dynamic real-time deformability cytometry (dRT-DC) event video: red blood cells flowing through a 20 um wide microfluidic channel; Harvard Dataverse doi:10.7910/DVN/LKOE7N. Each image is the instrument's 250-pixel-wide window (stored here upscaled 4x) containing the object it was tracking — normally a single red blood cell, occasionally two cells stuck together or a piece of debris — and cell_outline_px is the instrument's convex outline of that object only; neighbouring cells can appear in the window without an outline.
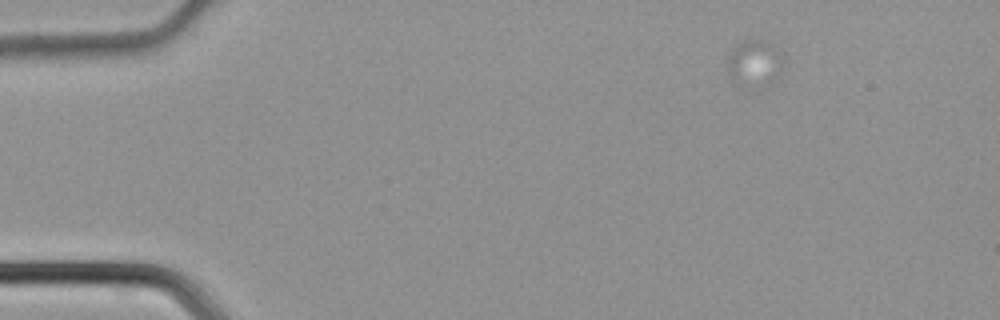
{"species": "common noctule bat (a hibernating species)", "species_latin": "Nyctalus noctula", "temperature_condition": "cold", "stored_images_in_passage": 15, "camera_frame_rate_fps": 3000, "um_per_image_px": 0.085, "animal": {"sex": "male", "body_mass_g": 21.5, "forearm_length_mm": 52.0}, "frame": {"image": 1, "passage_image": 1, "time_ms": 0.0, "image_size_px": [1000, 320], "cell_outline_px": [[784, 60], [780, 72], [732, 76], [728, 72], [728, 60], [732, 48], [744, 40], [764, 40], [784, 52]], "centroid_in_image_um": [64.17, 4.97], "position_along_channel_um": 20.8, "area_um2": 11.91}}
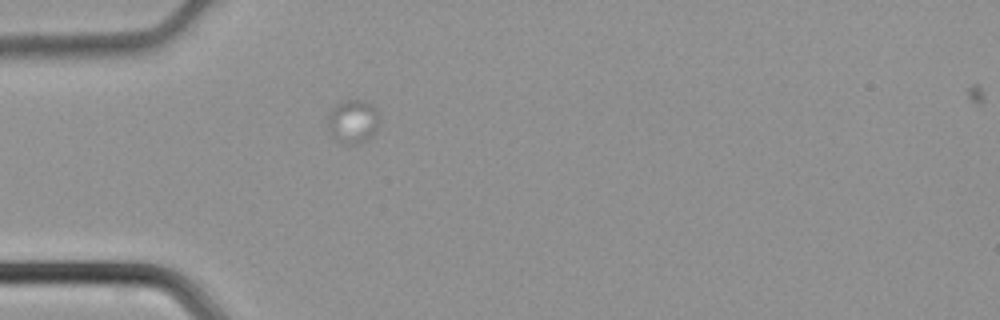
{"frame": {"image": 2, "passage_image": 9, "time_ms": 2.667, "image_size_px": [1000, 320], "cell_outline_px": [[380, 124], [368, 140], [356, 144], [344, 144], [332, 136], [328, 128], [328, 112], [340, 100], [364, 100], [372, 104], [376, 108], [380, 120]], "centroid_in_image_um": [30.01, 10.3], "position_along_channel_um": 55.0, "area_um2": 13.41}}